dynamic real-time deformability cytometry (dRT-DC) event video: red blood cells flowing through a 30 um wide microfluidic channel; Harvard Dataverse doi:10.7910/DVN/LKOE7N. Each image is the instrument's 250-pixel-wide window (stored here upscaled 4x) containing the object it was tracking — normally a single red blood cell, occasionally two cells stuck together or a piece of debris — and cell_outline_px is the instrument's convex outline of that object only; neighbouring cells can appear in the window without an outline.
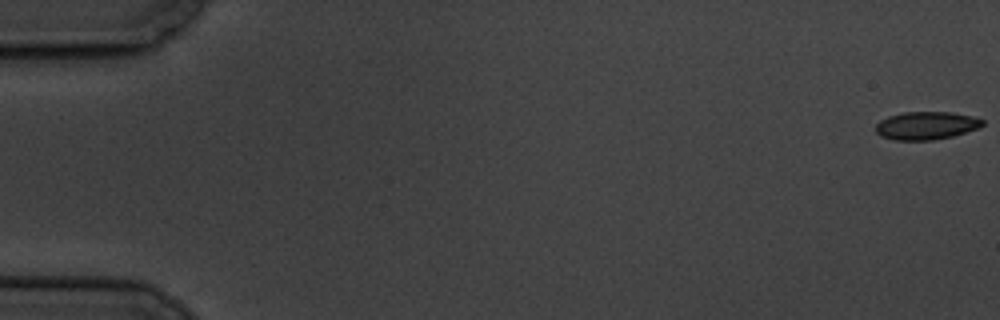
{"species": "common noctule bat (a hibernating species)", "species_latin": "Nyctalus noctula", "temperature_condition": "cold", "stored_images_in_passage": 6, "camera_frame_rate_fps": 3000, "um_per_image_px": 0.085, "animal": {"sex": "male", "body_mass_g": 19.5, "forearm_length_mm": 54.6}, "frame": {"image": 1, "passage_image": 1, "time_ms": 0.0, "image_size_px": [1000, 320], "cell_outline_px": [[984, 124], [976, 128], [952, 136], [932, 140], [896, 140], [880, 136], [876, 132], [876, 124], [880, 120], [888, 116], [904, 112], [952, 112], [972, 116], [984, 120]], "centroid_in_image_um": [78.7, 10.67], "position_along_channel_um": 6.3, "area_um2": 17.28}}
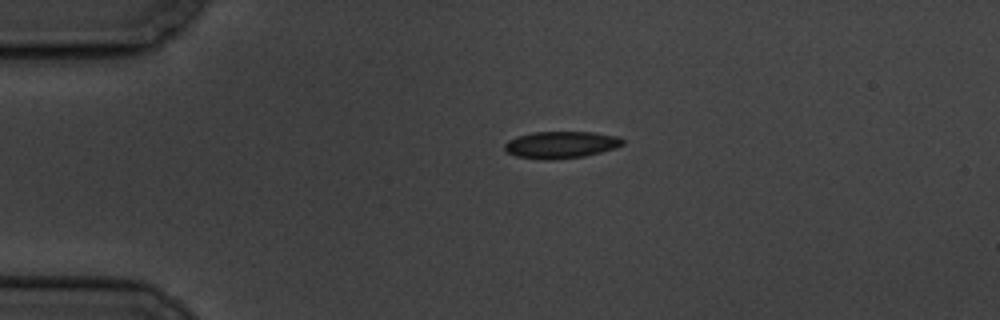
{"frame": {"image": 2, "passage_image": 5, "time_ms": 4.333, "image_size_px": [1000, 320], "cell_outline_px": [[624, 144], [616, 148], [584, 156], [552, 160], [544, 160], [516, 156], [508, 152], [504, 148], [504, 144], [508, 140], [516, 136], [532, 132], [592, 132], [620, 136], [624, 140]], "centroid_in_image_um": [47.69, 12.3], "position_along_channel_um": 37.3, "area_um2": 18.67}}